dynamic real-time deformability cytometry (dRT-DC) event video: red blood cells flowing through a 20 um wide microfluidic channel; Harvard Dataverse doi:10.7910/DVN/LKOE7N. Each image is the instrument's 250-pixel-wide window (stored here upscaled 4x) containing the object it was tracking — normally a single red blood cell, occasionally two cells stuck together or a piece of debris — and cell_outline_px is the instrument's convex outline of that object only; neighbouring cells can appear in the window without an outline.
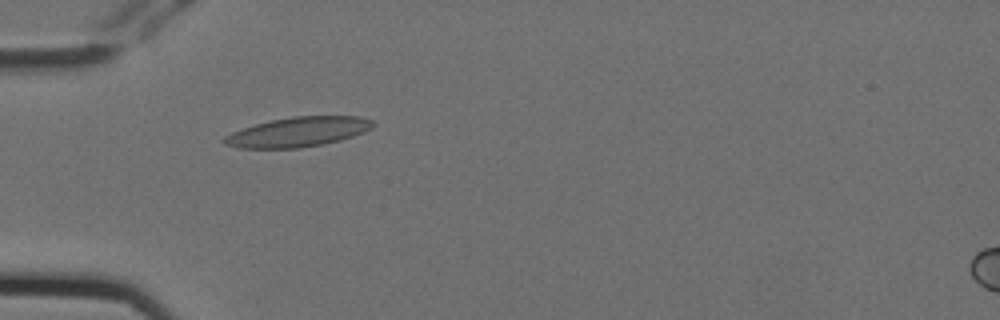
{"species": "Egyptian fruit bat (a non-hibernating species)", "species_latin": "Rousettus aegyptiacus", "temperature_condition": "cold", "stored_images_in_passage": 6, "camera_frame_rate_fps": 3000, "um_per_image_px": 0.085, "animal": {"sex": "female"}, "frame": {"image": 1, "passage_image": 5, "time_ms": 1.333, "image_size_px": [1000, 320], "cell_outline_px": [[376, 124], [372, 128], [364, 132], [340, 140], [324, 144], [300, 148], [240, 148], [224, 144], [220, 140], [224, 136], [232, 132], [256, 124], [272, 120], [292, 116], [360, 116], [372, 120]], "centroid_in_image_um": [25.34, 11.21], "position_along_channel_um": 59.7, "area_um2": 25.78}}
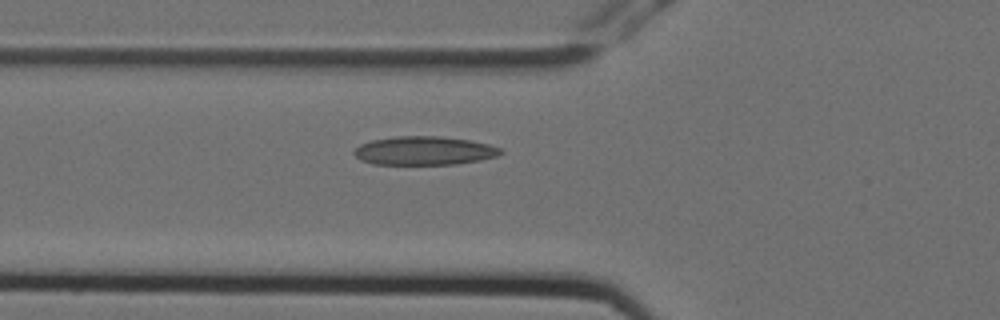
{"frame": {"image": 2, "passage_image": 6, "time_ms": 1.667, "image_size_px": [1000, 320], "cell_outline_px": [[504, 152], [496, 156], [480, 160], [456, 164], [372, 164], [360, 160], [352, 152], [360, 144], [372, 140], [396, 136], [440, 136], [468, 140], [488, 144], [500, 148]], "centroid_in_image_um": [36.03, 12.81], "position_along_channel_um": 89.8, "area_um2": 24.39}}